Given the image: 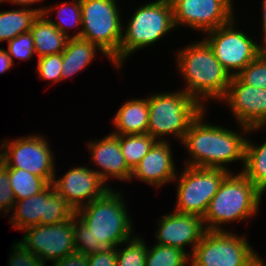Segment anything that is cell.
Returning <instances> with one entry per match:
<instances>
[{"label": "cell", "mask_w": 266, "mask_h": 266, "mask_svg": "<svg viewBox=\"0 0 266 266\" xmlns=\"http://www.w3.org/2000/svg\"><path fill=\"white\" fill-rule=\"evenodd\" d=\"M15 197L9 181V168L0 160V214L8 216L14 208Z\"/></svg>", "instance_id": "cell-33"}, {"label": "cell", "mask_w": 266, "mask_h": 266, "mask_svg": "<svg viewBox=\"0 0 266 266\" xmlns=\"http://www.w3.org/2000/svg\"><path fill=\"white\" fill-rule=\"evenodd\" d=\"M237 18L236 15L229 23L202 35L231 77L238 75L266 49L265 44L253 40L256 37H250L239 28Z\"/></svg>", "instance_id": "cell-9"}, {"label": "cell", "mask_w": 266, "mask_h": 266, "mask_svg": "<svg viewBox=\"0 0 266 266\" xmlns=\"http://www.w3.org/2000/svg\"><path fill=\"white\" fill-rule=\"evenodd\" d=\"M263 129V130H262ZM266 125L250 127L245 143L244 166L240 171L265 195L266 194V138L261 144L249 140L252 133L264 131Z\"/></svg>", "instance_id": "cell-22"}, {"label": "cell", "mask_w": 266, "mask_h": 266, "mask_svg": "<svg viewBox=\"0 0 266 266\" xmlns=\"http://www.w3.org/2000/svg\"><path fill=\"white\" fill-rule=\"evenodd\" d=\"M149 123L147 133L156 141H170L168 136L179 144L182 142L191 122L204 110V107L183 90L153 92L147 96ZM168 138V139H167Z\"/></svg>", "instance_id": "cell-6"}, {"label": "cell", "mask_w": 266, "mask_h": 266, "mask_svg": "<svg viewBox=\"0 0 266 266\" xmlns=\"http://www.w3.org/2000/svg\"><path fill=\"white\" fill-rule=\"evenodd\" d=\"M113 116L112 134H145L149 123L148 99L137 97L125 100Z\"/></svg>", "instance_id": "cell-20"}, {"label": "cell", "mask_w": 266, "mask_h": 266, "mask_svg": "<svg viewBox=\"0 0 266 266\" xmlns=\"http://www.w3.org/2000/svg\"><path fill=\"white\" fill-rule=\"evenodd\" d=\"M219 102L229 108L230 115L236 120L235 126L266 125V88L247 85L232 76L227 93Z\"/></svg>", "instance_id": "cell-15"}, {"label": "cell", "mask_w": 266, "mask_h": 266, "mask_svg": "<svg viewBox=\"0 0 266 266\" xmlns=\"http://www.w3.org/2000/svg\"><path fill=\"white\" fill-rule=\"evenodd\" d=\"M11 139H1L0 160L8 168L24 169L43 178L48 184L53 183L57 160L50 141L41 134H28Z\"/></svg>", "instance_id": "cell-11"}, {"label": "cell", "mask_w": 266, "mask_h": 266, "mask_svg": "<svg viewBox=\"0 0 266 266\" xmlns=\"http://www.w3.org/2000/svg\"><path fill=\"white\" fill-rule=\"evenodd\" d=\"M17 240L46 265L76 252L73 218L58 224L34 225L24 229Z\"/></svg>", "instance_id": "cell-14"}, {"label": "cell", "mask_w": 266, "mask_h": 266, "mask_svg": "<svg viewBox=\"0 0 266 266\" xmlns=\"http://www.w3.org/2000/svg\"><path fill=\"white\" fill-rule=\"evenodd\" d=\"M207 108L191 122L182 142L187 155L182 165L224 169L232 173L228 166L241 162L244 166L245 143L249 127L238 124L237 130L207 122ZM206 116V118H205ZM238 161V162H237Z\"/></svg>", "instance_id": "cell-2"}, {"label": "cell", "mask_w": 266, "mask_h": 266, "mask_svg": "<svg viewBox=\"0 0 266 266\" xmlns=\"http://www.w3.org/2000/svg\"><path fill=\"white\" fill-rule=\"evenodd\" d=\"M123 27L119 53L112 59V66L119 72L133 53L154 46L176 30L171 1L152 0L139 4L130 19L123 22Z\"/></svg>", "instance_id": "cell-5"}, {"label": "cell", "mask_w": 266, "mask_h": 266, "mask_svg": "<svg viewBox=\"0 0 266 266\" xmlns=\"http://www.w3.org/2000/svg\"><path fill=\"white\" fill-rule=\"evenodd\" d=\"M47 0H2L1 3H11L12 5H15L16 7L18 6H21L23 8H30L31 9H34L35 11H37L39 14H42L44 9H45V6H40V7H33V5L36 6V4H41L42 5V2H45Z\"/></svg>", "instance_id": "cell-37"}, {"label": "cell", "mask_w": 266, "mask_h": 266, "mask_svg": "<svg viewBox=\"0 0 266 266\" xmlns=\"http://www.w3.org/2000/svg\"><path fill=\"white\" fill-rule=\"evenodd\" d=\"M178 171L173 183L177 186L173 211L203 218L209 203L223 179L230 173L224 169L186 166Z\"/></svg>", "instance_id": "cell-10"}, {"label": "cell", "mask_w": 266, "mask_h": 266, "mask_svg": "<svg viewBox=\"0 0 266 266\" xmlns=\"http://www.w3.org/2000/svg\"><path fill=\"white\" fill-rule=\"evenodd\" d=\"M15 64L12 63L11 57L7 51L3 48H0V75L14 67Z\"/></svg>", "instance_id": "cell-38"}, {"label": "cell", "mask_w": 266, "mask_h": 266, "mask_svg": "<svg viewBox=\"0 0 266 266\" xmlns=\"http://www.w3.org/2000/svg\"><path fill=\"white\" fill-rule=\"evenodd\" d=\"M156 223L158 227L153 232L157 240L155 243L181 249L189 256L207 231L202 217L173 210L159 216ZM187 246L190 251L186 250Z\"/></svg>", "instance_id": "cell-17"}, {"label": "cell", "mask_w": 266, "mask_h": 266, "mask_svg": "<svg viewBox=\"0 0 266 266\" xmlns=\"http://www.w3.org/2000/svg\"><path fill=\"white\" fill-rule=\"evenodd\" d=\"M7 53L11 57V61L14 64V59L20 61L30 60L35 55L33 37L31 32L20 34L10 40L7 45Z\"/></svg>", "instance_id": "cell-32"}, {"label": "cell", "mask_w": 266, "mask_h": 266, "mask_svg": "<svg viewBox=\"0 0 266 266\" xmlns=\"http://www.w3.org/2000/svg\"><path fill=\"white\" fill-rule=\"evenodd\" d=\"M246 236L231 230L206 231L190 256L189 266H266Z\"/></svg>", "instance_id": "cell-7"}, {"label": "cell", "mask_w": 266, "mask_h": 266, "mask_svg": "<svg viewBox=\"0 0 266 266\" xmlns=\"http://www.w3.org/2000/svg\"><path fill=\"white\" fill-rule=\"evenodd\" d=\"M176 29L185 27L201 35L229 23L235 16L234 0H170Z\"/></svg>", "instance_id": "cell-13"}, {"label": "cell", "mask_w": 266, "mask_h": 266, "mask_svg": "<svg viewBox=\"0 0 266 266\" xmlns=\"http://www.w3.org/2000/svg\"><path fill=\"white\" fill-rule=\"evenodd\" d=\"M11 214L9 219L11 228L23 231L34 225H51L68 221L76 215V211L51 183L38 194L16 201Z\"/></svg>", "instance_id": "cell-12"}, {"label": "cell", "mask_w": 266, "mask_h": 266, "mask_svg": "<svg viewBox=\"0 0 266 266\" xmlns=\"http://www.w3.org/2000/svg\"><path fill=\"white\" fill-rule=\"evenodd\" d=\"M30 32L37 58L64 51L68 38L43 14L34 20Z\"/></svg>", "instance_id": "cell-23"}, {"label": "cell", "mask_w": 266, "mask_h": 266, "mask_svg": "<svg viewBox=\"0 0 266 266\" xmlns=\"http://www.w3.org/2000/svg\"><path fill=\"white\" fill-rule=\"evenodd\" d=\"M98 51L101 55L107 57L111 64L112 60L96 44L81 37L68 38L62 52L61 82L72 78L89 67L96 59Z\"/></svg>", "instance_id": "cell-21"}, {"label": "cell", "mask_w": 266, "mask_h": 266, "mask_svg": "<svg viewBox=\"0 0 266 266\" xmlns=\"http://www.w3.org/2000/svg\"><path fill=\"white\" fill-rule=\"evenodd\" d=\"M262 4H261V11H262V19H261V24H262V35H260V36H263L262 37V42L261 43H263V44H265L266 45V0H262V2H261Z\"/></svg>", "instance_id": "cell-39"}, {"label": "cell", "mask_w": 266, "mask_h": 266, "mask_svg": "<svg viewBox=\"0 0 266 266\" xmlns=\"http://www.w3.org/2000/svg\"><path fill=\"white\" fill-rule=\"evenodd\" d=\"M236 76L247 85L266 88V49Z\"/></svg>", "instance_id": "cell-30"}, {"label": "cell", "mask_w": 266, "mask_h": 266, "mask_svg": "<svg viewBox=\"0 0 266 266\" xmlns=\"http://www.w3.org/2000/svg\"><path fill=\"white\" fill-rule=\"evenodd\" d=\"M55 11H57V18L53 20L49 15H53L52 13ZM42 14L67 38L81 37L82 11L80 0L63 1L60 4H55L53 6H45ZM71 28L79 29V31L71 35Z\"/></svg>", "instance_id": "cell-24"}, {"label": "cell", "mask_w": 266, "mask_h": 266, "mask_svg": "<svg viewBox=\"0 0 266 266\" xmlns=\"http://www.w3.org/2000/svg\"><path fill=\"white\" fill-rule=\"evenodd\" d=\"M147 245L145 266H188L190 256L181 249L155 244Z\"/></svg>", "instance_id": "cell-28"}, {"label": "cell", "mask_w": 266, "mask_h": 266, "mask_svg": "<svg viewBox=\"0 0 266 266\" xmlns=\"http://www.w3.org/2000/svg\"><path fill=\"white\" fill-rule=\"evenodd\" d=\"M124 197L123 191L110 188L76 210L73 217L76 252L89 255L105 248H117L136 235Z\"/></svg>", "instance_id": "cell-1"}, {"label": "cell", "mask_w": 266, "mask_h": 266, "mask_svg": "<svg viewBox=\"0 0 266 266\" xmlns=\"http://www.w3.org/2000/svg\"><path fill=\"white\" fill-rule=\"evenodd\" d=\"M237 172L223 179L211 199L203 216L207 231H228L225 224L252 221L260 212L264 194L242 172Z\"/></svg>", "instance_id": "cell-4"}, {"label": "cell", "mask_w": 266, "mask_h": 266, "mask_svg": "<svg viewBox=\"0 0 266 266\" xmlns=\"http://www.w3.org/2000/svg\"><path fill=\"white\" fill-rule=\"evenodd\" d=\"M81 38L96 44L111 60L119 53L123 15L118 0H80Z\"/></svg>", "instance_id": "cell-8"}, {"label": "cell", "mask_w": 266, "mask_h": 266, "mask_svg": "<svg viewBox=\"0 0 266 266\" xmlns=\"http://www.w3.org/2000/svg\"><path fill=\"white\" fill-rule=\"evenodd\" d=\"M9 181L15 201L34 196L49 185L43 178L16 168H9Z\"/></svg>", "instance_id": "cell-27"}, {"label": "cell", "mask_w": 266, "mask_h": 266, "mask_svg": "<svg viewBox=\"0 0 266 266\" xmlns=\"http://www.w3.org/2000/svg\"><path fill=\"white\" fill-rule=\"evenodd\" d=\"M52 266H88L87 255L75 252L51 264Z\"/></svg>", "instance_id": "cell-36"}, {"label": "cell", "mask_w": 266, "mask_h": 266, "mask_svg": "<svg viewBox=\"0 0 266 266\" xmlns=\"http://www.w3.org/2000/svg\"><path fill=\"white\" fill-rule=\"evenodd\" d=\"M38 15L34 9L23 7L0 11V43L9 42L16 36L29 32Z\"/></svg>", "instance_id": "cell-25"}, {"label": "cell", "mask_w": 266, "mask_h": 266, "mask_svg": "<svg viewBox=\"0 0 266 266\" xmlns=\"http://www.w3.org/2000/svg\"><path fill=\"white\" fill-rule=\"evenodd\" d=\"M88 266H116L117 248H105L87 255Z\"/></svg>", "instance_id": "cell-35"}, {"label": "cell", "mask_w": 266, "mask_h": 266, "mask_svg": "<svg viewBox=\"0 0 266 266\" xmlns=\"http://www.w3.org/2000/svg\"><path fill=\"white\" fill-rule=\"evenodd\" d=\"M146 255L147 243L141 235H135L117 247L116 266H145Z\"/></svg>", "instance_id": "cell-29"}, {"label": "cell", "mask_w": 266, "mask_h": 266, "mask_svg": "<svg viewBox=\"0 0 266 266\" xmlns=\"http://www.w3.org/2000/svg\"><path fill=\"white\" fill-rule=\"evenodd\" d=\"M53 179L55 190L74 208L82 206L104 195L112 184L107 185L90 166H76L68 169L61 177Z\"/></svg>", "instance_id": "cell-16"}, {"label": "cell", "mask_w": 266, "mask_h": 266, "mask_svg": "<svg viewBox=\"0 0 266 266\" xmlns=\"http://www.w3.org/2000/svg\"><path fill=\"white\" fill-rule=\"evenodd\" d=\"M185 46L174 52L177 72L185 84L181 90L207 108L208 101L217 103L226 95L231 76L203 38Z\"/></svg>", "instance_id": "cell-3"}, {"label": "cell", "mask_w": 266, "mask_h": 266, "mask_svg": "<svg viewBox=\"0 0 266 266\" xmlns=\"http://www.w3.org/2000/svg\"><path fill=\"white\" fill-rule=\"evenodd\" d=\"M37 77L53 85L61 83L62 52L37 58Z\"/></svg>", "instance_id": "cell-31"}, {"label": "cell", "mask_w": 266, "mask_h": 266, "mask_svg": "<svg viewBox=\"0 0 266 266\" xmlns=\"http://www.w3.org/2000/svg\"><path fill=\"white\" fill-rule=\"evenodd\" d=\"M11 253L8 254L9 266H47L35 254L28 251L21 243L14 241L11 245Z\"/></svg>", "instance_id": "cell-34"}, {"label": "cell", "mask_w": 266, "mask_h": 266, "mask_svg": "<svg viewBox=\"0 0 266 266\" xmlns=\"http://www.w3.org/2000/svg\"><path fill=\"white\" fill-rule=\"evenodd\" d=\"M86 143V149L90 152V163L96 165L93 170L107 185L111 181L110 178L130 182L132 170L123 157L118 135L108 133L101 139L87 140Z\"/></svg>", "instance_id": "cell-19"}, {"label": "cell", "mask_w": 266, "mask_h": 266, "mask_svg": "<svg viewBox=\"0 0 266 266\" xmlns=\"http://www.w3.org/2000/svg\"><path fill=\"white\" fill-rule=\"evenodd\" d=\"M120 149L128 167L133 170L157 142L150 134L118 135Z\"/></svg>", "instance_id": "cell-26"}, {"label": "cell", "mask_w": 266, "mask_h": 266, "mask_svg": "<svg viewBox=\"0 0 266 266\" xmlns=\"http://www.w3.org/2000/svg\"><path fill=\"white\" fill-rule=\"evenodd\" d=\"M171 141H157L150 151L142 158L139 164L132 170L130 182L139 180L145 185H150L155 190L173 184L178 168L175 166Z\"/></svg>", "instance_id": "cell-18"}]
</instances>
